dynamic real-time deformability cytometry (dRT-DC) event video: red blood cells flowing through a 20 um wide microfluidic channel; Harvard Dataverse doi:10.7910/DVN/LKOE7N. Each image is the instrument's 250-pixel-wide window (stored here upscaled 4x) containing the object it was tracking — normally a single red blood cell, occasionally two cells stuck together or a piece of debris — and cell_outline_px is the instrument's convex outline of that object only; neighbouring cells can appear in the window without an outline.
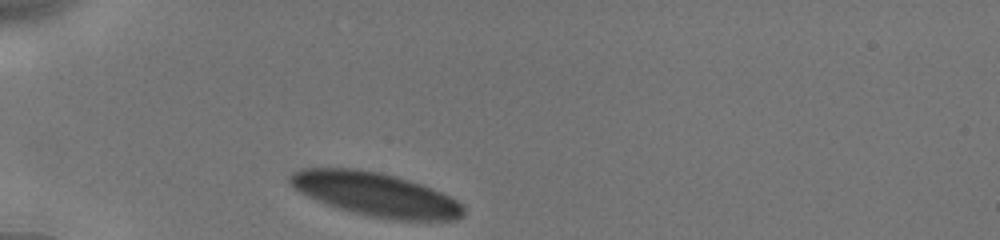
{"species": "human", "species_latin": "Homo sapiens", "temperature_condition": "cold", "stored_images_in_passage": 23, "camera_frame_rate_fps": 3000, "um_per_image_px": 0.085, "donor": {"sex": "male"}, "frame": {"image": 1, "passage_image": 1, "time_ms": 0.0, "image_size_px": [1000, 240], "cell_outline_px": [[464, 216], [456, 220], [392, 220], [352, 212], [316, 200], [292, 188], [288, 180], [288, 176], [292, 172], [300, 168], [356, 168], [380, 172], [396, 176], [432, 188], [456, 200], [464, 208]], "centroid_in_image_um": [31.9, 16.51], "position_along_channel_um": 53.1, "area_um2": 44.1}}
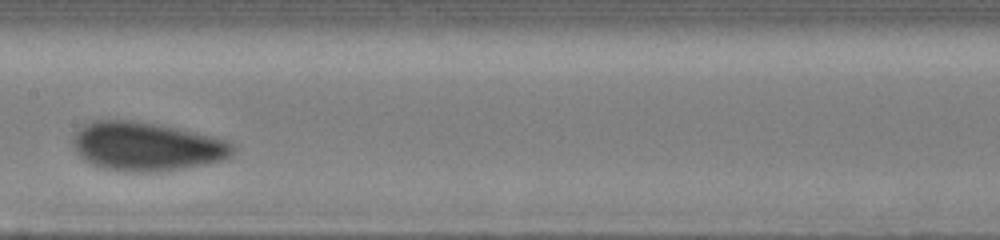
{"frame": {"image": 2, "passage_image": 9, "time_ms": 4.333, "image_size_px": [1000, 240], "cell_outline_px": [[236, 148], [232, 156], [228, 160], [184, 168], [160, 172], [120, 172], [100, 168], [84, 160], [76, 152], [72, 144], [72, 140], [76, 132], [84, 124], [92, 120], [132, 120], [156, 124], [176, 128], [212, 136], [228, 140], [236, 144]], "centroid_in_image_um": [12.49, 12.47], "position_along_channel_um": 194.9, "area_um2": 46.18}}
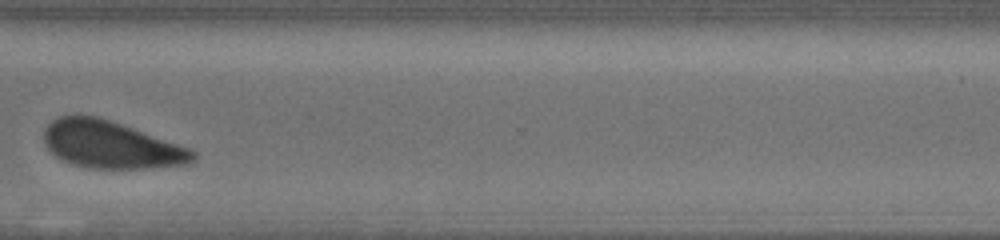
{"frame": {"image": 3, "passage_image": 19, "time_ms": 8.667, "image_size_px": [1000, 240], "cell_outline_px": [[196, 160], [188, 164], [152, 168], [88, 168], [72, 164], [56, 156], [48, 148], [44, 140], [44, 132], [48, 124], [52, 120], [60, 116], [100, 116], [192, 148], [196, 152]], "centroid_in_image_um": [9.49, 12.3], "position_along_channel_um": 361.1, "area_um2": 41.21}, "authors_computed_cell_mechanics": {"area_um2": 43.928, "velocity_mm_per_s": 3.8302, "shape_relaxation_time_tau1_ms": 1.9922, "shape_relaxation_time_tau2_ms": null, "deformation_change_tau1": 0.0965, "deformation_change_tau2": null}}